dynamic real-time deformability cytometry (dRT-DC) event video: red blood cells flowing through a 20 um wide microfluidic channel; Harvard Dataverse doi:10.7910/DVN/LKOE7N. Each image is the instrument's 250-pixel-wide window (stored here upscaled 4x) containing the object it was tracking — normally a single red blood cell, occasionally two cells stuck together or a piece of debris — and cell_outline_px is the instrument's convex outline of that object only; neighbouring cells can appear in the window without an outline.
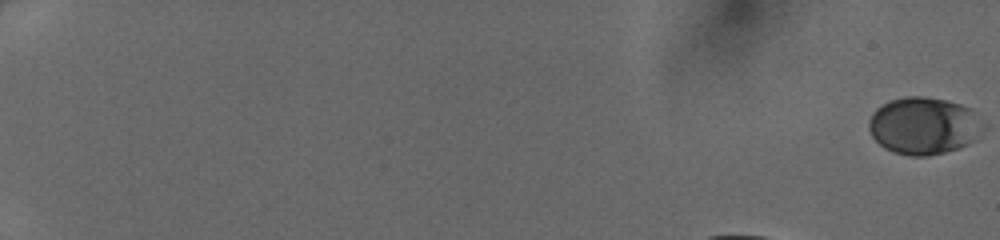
{"species": "human", "species_latin": "Homo sapiens", "temperature_condition": "cold", "stored_images_in_passage": 40, "camera_frame_rate_fps": 3000, "um_per_image_px": 0.085, "donor": {"sex": "female"}, "frame": {"image": 1, "passage_image": 1, "time_ms": 0.0, "image_size_px": [1000, 240], "cell_outline_px": [[976, 140], [960, 148], [928, 156], [908, 156], [892, 152], [884, 148], [872, 136], [868, 128], [868, 120], [872, 112], [876, 108], [888, 100], [908, 96], [924, 96], [944, 100], [960, 104], [972, 108], [976, 136]], "centroid_in_image_um": [78.37, 10.69], "position_along_channel_um": 6.6, "area_um2": 37.45}}
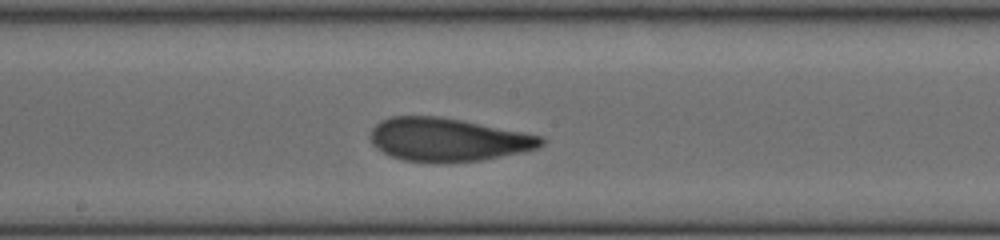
{"frame": {"image": 2, "passage_image": 26, "time_ms": 8.333, "image_size_px": [1000, 240], "cell_outline_px": [[548, 140], [544, 144], [536, 148], [524, 152], [484, 160], [404, 160], [392, 156], [376, 148], [372, 144], [372, 128], [380, 120], [392, 116], [440, 116], [464, 120], [544, 136]], "centroid_in_image_um": [38.14, 11.83], "position_along_channel_um": 210.1, "area_um2": 42.54}}
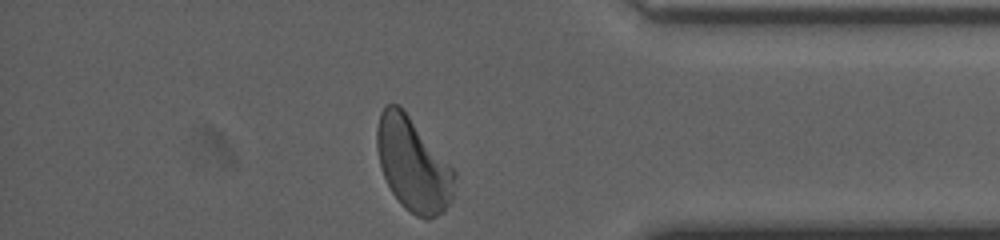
{"frame": {"image": 3, "passage_image": 40, "time_ms": 13.0, "image_size_px": [1000, 240], "cell_outline_px": [[456, 196], [444, 212], [428, 220], [424, 220], [416, 216], [404, 208], [400, 204], [392, 192], [384, 176], [380, 164], [376, 148], [376, 128], [380, 112], [384, 104], [400, 104], [456, 172]], "centroid_in_image_um": [35.13, 14.01], "position_along_channel_um": 400.1, "area_um2": 43.0}}